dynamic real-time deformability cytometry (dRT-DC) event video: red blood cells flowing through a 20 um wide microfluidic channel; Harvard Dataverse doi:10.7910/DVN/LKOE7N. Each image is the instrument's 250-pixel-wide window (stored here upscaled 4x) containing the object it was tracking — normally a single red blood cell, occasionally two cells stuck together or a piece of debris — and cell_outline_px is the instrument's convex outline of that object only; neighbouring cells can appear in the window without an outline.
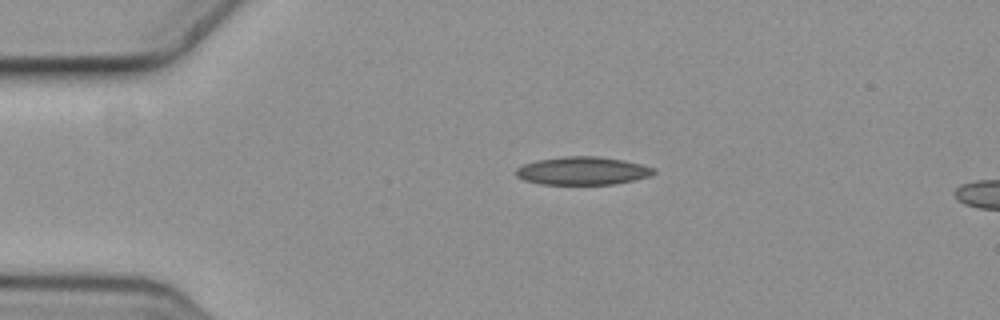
{"species": "common noctule bat (a hibernating species)", "species_latin": "Nyctalus noctula", "temperature_condition": "cold", "stored_images_in_passage": 1, "camera_frame_rate_fps": 3000, "um_per_image_px": 0.085, "animal": {"sex": "female", "body_mass_g": 19.3, "forearm_length_mm": 54.1}, "frame": {"image": 1, "passage_image": 1, "time_ms": 0.0, "image_size_px": [1000, 320], "cell_outline_px": [[656, 172], [652, 176], [636, 180], [612, 184], [540, 184], [524, 180], [516, 176], [516, 168], [524, 164], [536, 160], [564, 156], [600, 156], [624, 160], [640, 164], [652, 168]], "centroid_in_image_um": [49.52, 14.51], "position_along_channel_um": 35.5, "area_um2": 22.6}}